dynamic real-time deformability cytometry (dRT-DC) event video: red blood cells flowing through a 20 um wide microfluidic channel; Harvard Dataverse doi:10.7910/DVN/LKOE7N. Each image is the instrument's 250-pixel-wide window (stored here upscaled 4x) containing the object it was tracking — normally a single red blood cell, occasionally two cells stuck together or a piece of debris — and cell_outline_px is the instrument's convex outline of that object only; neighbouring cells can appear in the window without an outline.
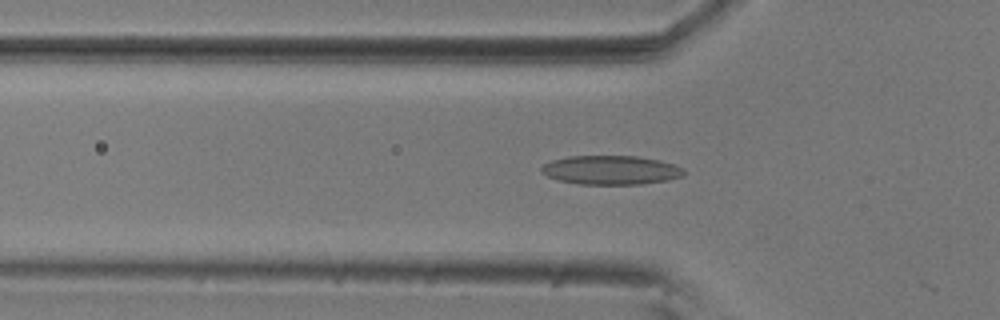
{"species": "common noctule bat (a hibernating species)", "species_latin": "Nyctalus noctula", "temperature_condition": "room temperature", "stored_images_in_passage": 18, "camera_frame_rate_fps": 3000, "um_per_image_px": 0.085, "animal": {"sex": "male", "body_mass_g": 20.5, "forearm_length_mm": 52.5}, "frame": {"image": 1, "passage_image": 17, "time_ms": 5.333, "image_size_px": [1000, 320], "cell_outline_px": [[684, 176], [668, 180], [640, 184], [580, 184], [560, 180], [548, 176], [540, 172], [540, 168], [544, 164], [552, 160], [568, 156], [636, 156], [660, 160], [676, 164], [684, 168]], "centroid_in_image_um": [51.96, 14.45], "position_along_channel_um": 73.8, "area_um2": 24.16}}